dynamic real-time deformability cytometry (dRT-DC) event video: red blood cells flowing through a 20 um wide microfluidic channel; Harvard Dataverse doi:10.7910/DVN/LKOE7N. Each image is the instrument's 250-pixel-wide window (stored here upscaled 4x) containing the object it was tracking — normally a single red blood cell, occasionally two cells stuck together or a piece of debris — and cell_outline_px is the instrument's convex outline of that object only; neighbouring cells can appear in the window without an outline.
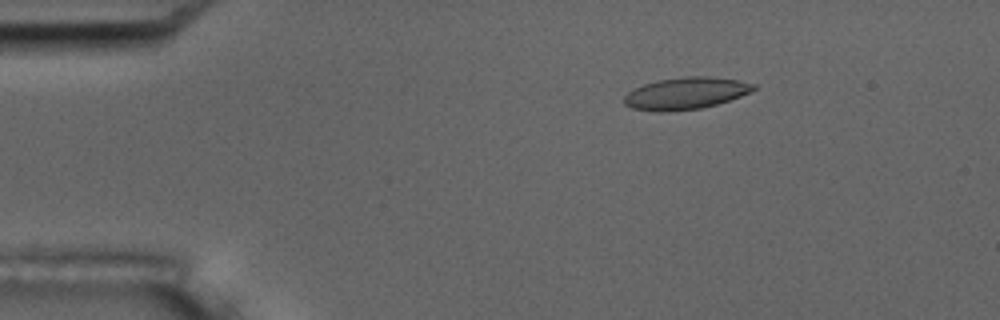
{"species": "common noctule bat (a hibernating species)", "species_latin": "Nyctalus noctula", "temperature_condition": "room temperature", "stored_images_in_passage": 49, "camera_frame_rate_fps": 3000, "um_per_image_px": 0.085, "animal": {"sex": "male", "body_mass_g": 17.5, "forearm_length_mm": 52.3}, "frame": {"image": 1, "passage_image": 3, "time_ms": 0.667, "image_size_px": [1000, 320], "cell_outline_px": [[756, 88], [752, 92], [716, 104], [700, 108], [660, 112], [632, 108], [624, 104], [624, 96], [628, 92], [644, 84], [660, 80], [684, 76], [708, 76], [740, 80], [756, 84]], "centroid_in_image_um": [58.31, 7.92], "position_along_channel_um": 26.7, "area_um2": 23.93}}
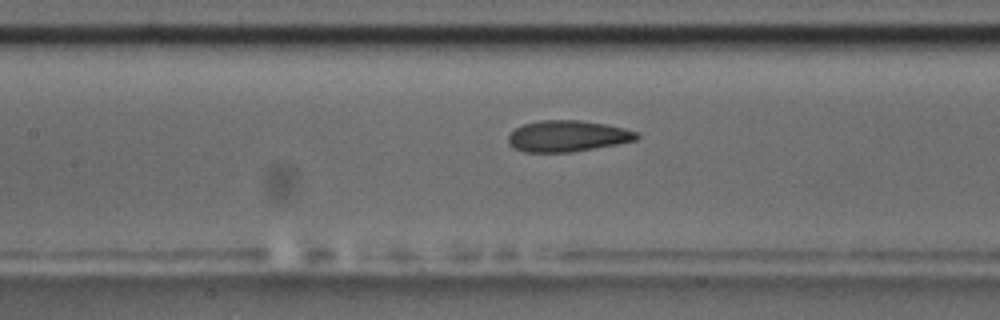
{"frame": {"image": 2, "passage_image": 19, "time_ms": 6.0, "image_size_px": [1000, 320], "cell_outline_px": [[640, 136], [636, 140], [616, 144], [572, 152], [524, 152], [512, 148], [508, 144], [508, 136], [516, 128], [524, 124], [540, 120], [580, 120], [604, 124], [624, 128], [636, 132]], "centroid_in_image_um": [48.2, 11.57], "position_along_channel_um": 159.2, "area_um2": 23.29}, "authors_computed_cell_mechanics": {"area_um2": 23.7558, "velocity_mm_per_s": 3.6653, "shape_relaxation_time_tau1_ms": null, "shape_relaxation_time_tau2_ms": 1.6176, "deformation_change_tau1": null, "deformation_change_tau2": 0.0942}}